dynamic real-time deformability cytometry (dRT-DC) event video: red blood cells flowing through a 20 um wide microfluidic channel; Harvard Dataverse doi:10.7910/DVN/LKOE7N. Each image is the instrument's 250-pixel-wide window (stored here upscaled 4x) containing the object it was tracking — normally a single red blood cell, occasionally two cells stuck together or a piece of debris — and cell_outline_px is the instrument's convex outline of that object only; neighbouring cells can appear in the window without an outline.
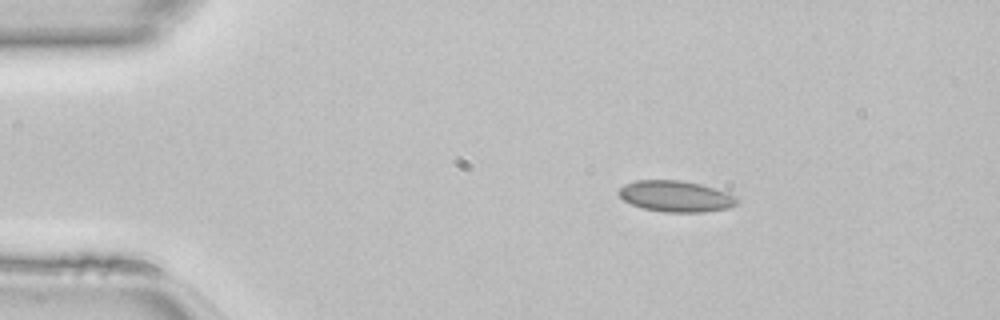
{"species": "common noctule bat (a hibernating species)", "species_latin": "Nyctalus noctula", "temperature_condition": "room temperature", "stored_images_in_passage": 40, "camera_frame_rate_fps": 3000, "um_per_image_px": 0.085, "animal": {"sex": "female", "body_mass_g": 22.7, "forearm_length_mm": 54.2}, "frame": {"image": 1, "passage_image": 1, "time_ms": 0.0, "image_size_px": [1000, 320], "cell_outline_px": [[740, 200], [736, 204], [728, 208], [704, 212], [664, 212], [644, 208], [632, 204], [624, 200], [616, 192], [624, 184], [636, 180], [680, 180], [700, 184], [728, 192], [736, 196]], "centroid_in_image_um": [57.45, 16.68], "position_along_channel_um": 27.5, "area_um2": 21.5}}
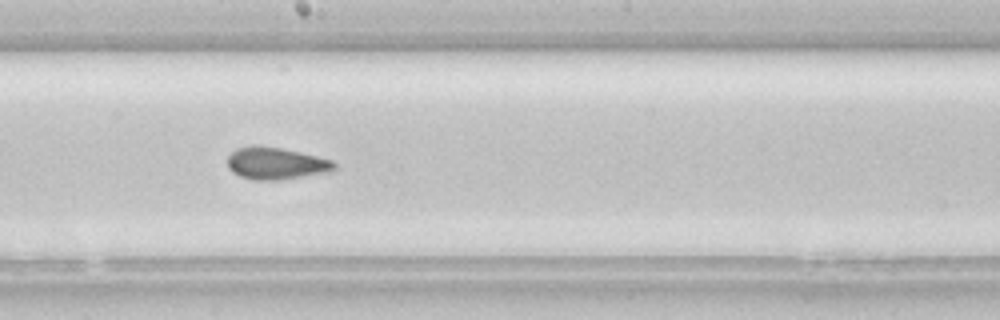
{"frame": {"image": 2, "passage_image": 19, "time_ms": 6.0, "image_size_px": [1000, 320], "cell_outline_px": [[336, 168], [332, 172], [280, 180], [252, 180], [240, 176], [232, 172], [228, 168], [228, 156], [236, 148], [252, 144], [256, 144], [280, 148], [300, 152], [332, 160], [336, 164]], "centroid_in_image_um": [23.45, 13.89], "position_along_channel_um": 224.8, "area_um2": 20.29}}
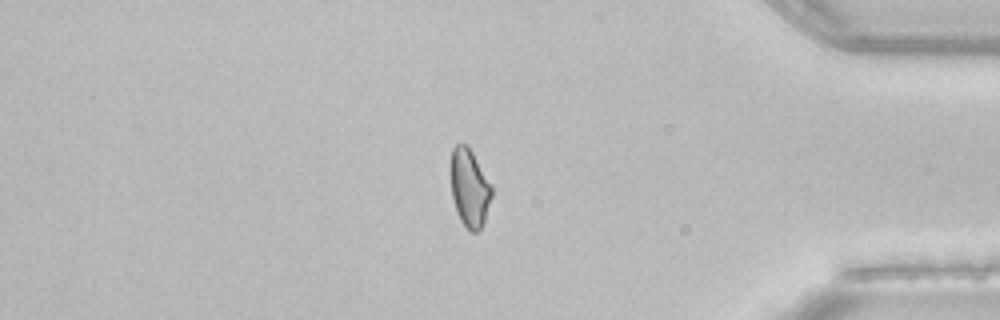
{"frame": {"image": 3, "passage_image": 33, "time_ms": 10.667, "image_size_px": [1000, 320], "cell_outline_px": [[492, 196], [484, 224], [476, 232], [472, 232], [460, 220], [456, 212], [452, 196], [448, 172], [448, 164], [452, 148], [456, 144], [468, 144], [492, 184]], "centroid_in_image_um": [39.87, 15.91], "position_along_channel_um": 395.3, "area_um2": 19.42}}